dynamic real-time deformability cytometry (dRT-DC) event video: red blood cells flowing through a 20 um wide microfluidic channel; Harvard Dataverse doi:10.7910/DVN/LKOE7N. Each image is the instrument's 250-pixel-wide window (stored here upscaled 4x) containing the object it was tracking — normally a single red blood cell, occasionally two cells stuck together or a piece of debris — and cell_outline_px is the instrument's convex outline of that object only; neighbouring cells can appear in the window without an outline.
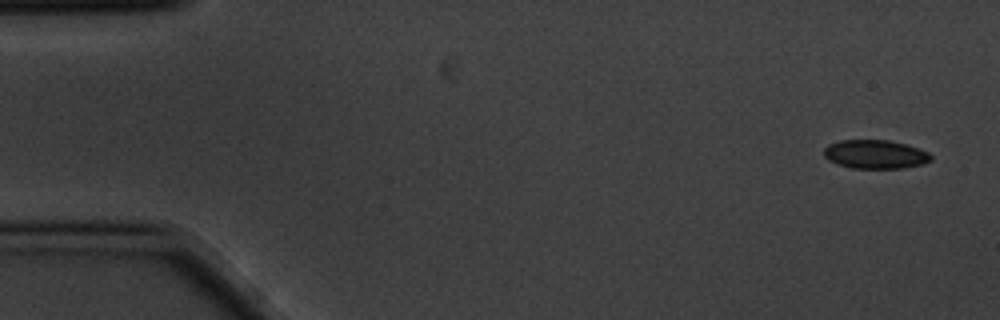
{"species": "common noctule bat (a hibernating species)", "species_latin": "Nyctalus noctula", "temperature_condition": "cold", "stored_images_in_passage": 6, "segment_of_instrument_passage": [1, 2], "camera_frame_rate_fps": 3000, "um_per_image_px": 0.085, "animal": {"sex": "male", "body_mass_g": 20.1, "forearm_length_mm": 53.5}, "frame": {"image": 1, "passage_image": 1, "time_ms": 0.0, "image_size_px": [1000, 320], "cell_outline_px": [[932, 160], [924, 164], [904, 168], [852, 168], [828, 160], [824, 156], [824, 148], [828, 144], [840, 140], [888, 140], [920, 148], [928, 152], [932, 156]], "centroid_in_image_um": [74.42, 13.11], "position_along_channel_um": 10.6, "area_um2": 17.98}}
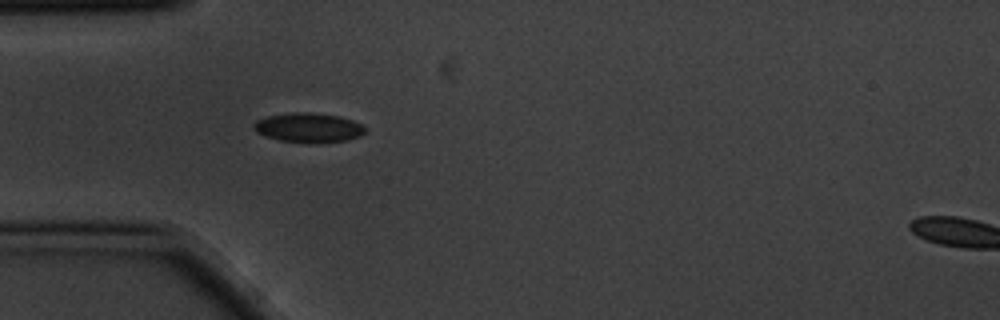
{"frame": {"image": 2, "passage_image": 5, "time_ms": 1.333, "image_size_px": [1000, 320], "cell_outline_px": [[364, 132], [360, 136], [348, 140], [316, 144], [280, 140], [256, 132], [252, 128], [252, 124], [256, 120], [268, 116], [288, 112], [312, 112], [340, 116], [352, 120], [360, 124], [364, 128]], "centroid_in_image_um": [26.2, 10.85], "position_along_channel_um": 58.8, "area_um2": 19.31}}